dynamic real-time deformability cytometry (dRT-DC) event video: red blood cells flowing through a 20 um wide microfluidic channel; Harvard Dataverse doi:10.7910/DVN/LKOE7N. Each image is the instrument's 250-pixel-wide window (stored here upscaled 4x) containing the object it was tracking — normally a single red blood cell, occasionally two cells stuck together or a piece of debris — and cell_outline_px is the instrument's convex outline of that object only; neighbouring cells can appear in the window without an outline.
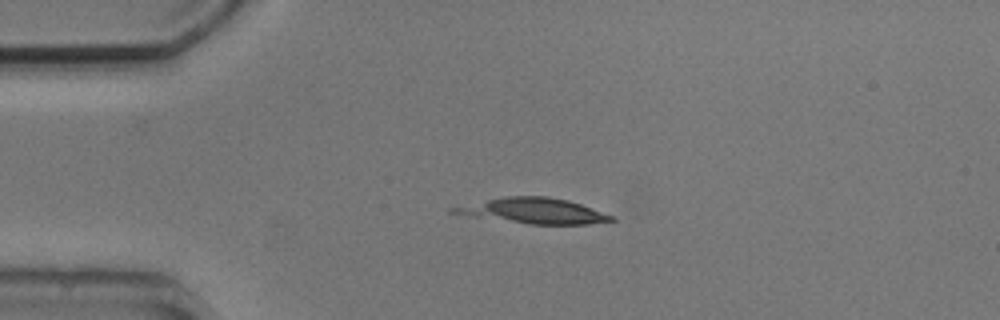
{"species": "common noctule bat (a hibernating species)", "species_latin": "Nyctalus noctula", "temperature_condition": "cold", "stored_images_in_passage": 4, "camera_frame_rate_fps": 3000, "um_per_image_px": 0.085, "animal": {"sex": "male", "body_mass_g": 20.5, "forearm_length_mm": 52.5}, "frame": {"image": 1, "passage_image": 2, "time_ms": 1.0, "image_size_px": [1000, 320], "cell_outline_px": [[616, 220], [588, 224], [532, 224], [472, 216], [448, 212], [448, 208], [504, 196], [548, 196], [568, 200], [616, 216]], "centroid_in_image_um": [45.38, 17.91], "position_along_channel_um": 39.6, "area_um2": 23.24}}